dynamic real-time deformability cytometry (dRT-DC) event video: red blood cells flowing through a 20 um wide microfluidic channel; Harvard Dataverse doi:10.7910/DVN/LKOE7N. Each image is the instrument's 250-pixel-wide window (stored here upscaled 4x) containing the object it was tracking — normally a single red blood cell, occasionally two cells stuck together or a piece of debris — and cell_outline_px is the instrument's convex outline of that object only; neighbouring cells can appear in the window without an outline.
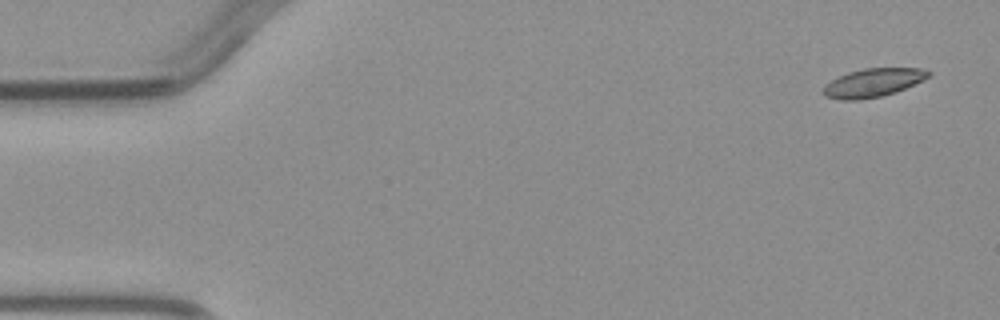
{"species": "common noctule bat (a hibernating species)", "species_latin": "Nyctalus noctula", "temperature_condition": "warm", "stored_images_in_passage": 4, "camera_frame_rate_fps": 3000, "um_per_image_px": 0.085, "animal": {"sex": "male", "body_mass_g": 23.1, "forearm_length_mm": 52.7}, "frame": {"image": 1, "passage_image": 1, "time_ms": 0.0, "image_size_px": [1000, 320], "cell_outline_px": [[932, 72], [924, 80], [896, 92], [880, 96], [860, 100], [840, 100], [824, 96], [820, 92], [832, 80], [848, 72], [864, 68], [920, 68]], "centroid_in_image_um": [74.2, 7.04], "position_along_channel_um": 10.8, "area_um2": 17.4}}